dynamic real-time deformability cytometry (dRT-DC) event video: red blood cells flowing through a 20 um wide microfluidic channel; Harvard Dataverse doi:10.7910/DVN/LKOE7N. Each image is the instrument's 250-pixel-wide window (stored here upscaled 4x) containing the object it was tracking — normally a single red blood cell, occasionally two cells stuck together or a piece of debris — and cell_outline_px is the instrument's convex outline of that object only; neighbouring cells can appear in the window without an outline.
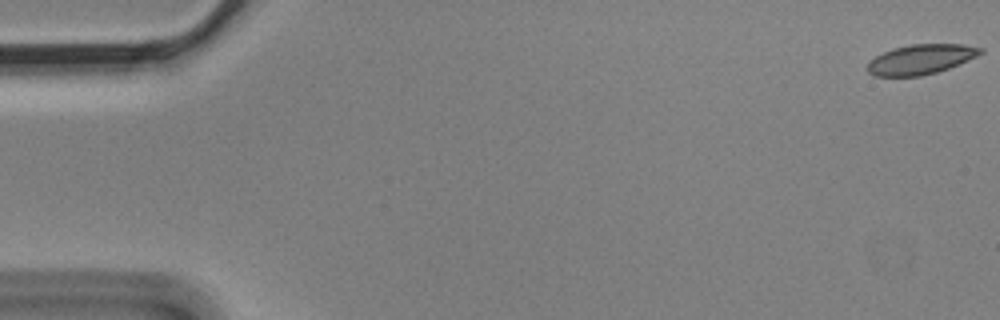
{"species": "Egyptian fruit bat (a non-hibernating species)", "species_latin": "Rousettus aegyptiacus", "temperature_condition": "cold", "stored_images_in_passage": 15, "camera_frame_rate_fps": 3000, "um_per_image_px": 0.085, "animal": {"sex": "male"}, "frame": {"image": 1, "passage_image": 1, "time_ms": 0.0, "image_size_px": [1000, 320], "cell_outline_px": [[984, 52], [960, 64], [936, 72], [920, 76], [872, 76], [868, 72], [868, 60], [892, 48], [912, 44], [964, 44], [984, 48]], "centroid_in_image_um": [78.27, 5.04], "position_along_channel_um": 6.7, "area_um2": 19.71}}
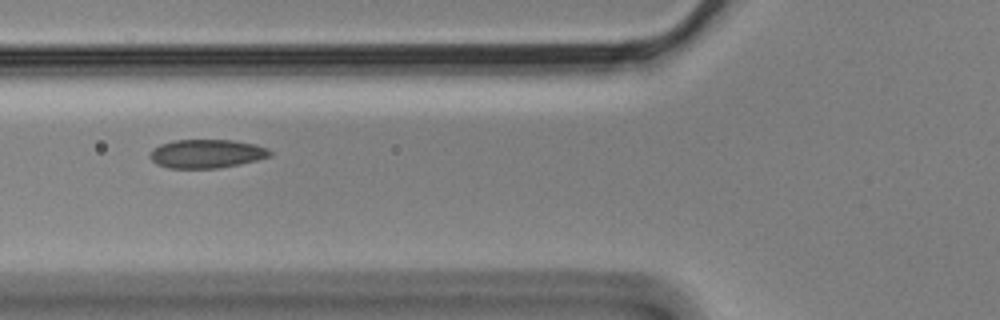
{"frame": {"image": 2, "passage_image": 6, "time_ms": 1.667, "image_size_px": [1000, 320], "cell_outline_px": [[272, 156], [240, 164], [220, 168], [168, 168], [156, 164], [148, 156], [152, 148], [160, 144], [176, 140], [232, 140], [256, 144], [268, 148], [272, 152]], "centroid_in_image_um": [17.56, 13.06], "position_along_channel_um": 108.2, "area_um2": 20.23}}
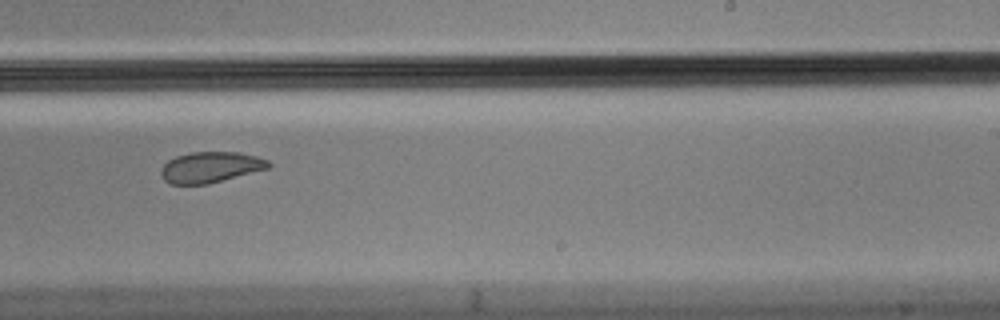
{"frame": {"image": 3, "passage_image": 10, "time_ms": 3.0, "image_size_px": [1000, 320], "cell_outline_px": [[272, 164], [268, 168], [208, 184], [172, 184], [164, 180], [160, 172], [160, 168], [168, 160], [176, 156], [192, 152], [240, 152], [256, 156], [268, 160]], "centroid_in_image_um": [17.88, 14.2], "position_along_channel_um": 271.1, "area_um2": 19.25}}